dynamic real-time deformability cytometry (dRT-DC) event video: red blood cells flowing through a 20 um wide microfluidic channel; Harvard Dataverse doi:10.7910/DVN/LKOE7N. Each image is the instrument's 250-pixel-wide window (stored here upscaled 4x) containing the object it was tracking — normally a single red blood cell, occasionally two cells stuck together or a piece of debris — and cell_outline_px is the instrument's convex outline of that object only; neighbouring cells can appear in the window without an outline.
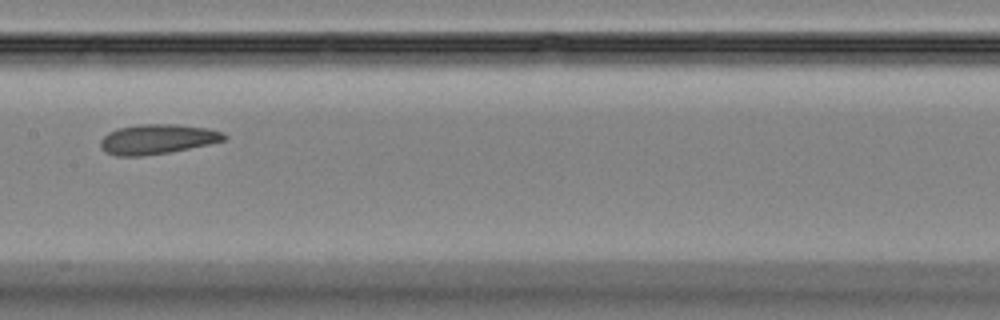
{"species": "Egyptian fruit bat (a non-hibernating species)", "species_latin": "Rousettus aegyptiacus", "temperature_condition": "room temperature", "stored_images_in_passage": 8, "camera_frame_rate_fps": 3000, "um_per_image_px": 0.085, "animal": {"sex": "female"}, "frame": {"image": 1, "passage_image": 7, "time_ms": 8.333, "image_size_px": [1000, 320], "cell_outline_px": [[228, 140], [168, 152], [144, 156], [116, 156], [104, 152], [100, 148], [100, 140], [108, 132], [120, 128], [140, 124], [176, 124], [208, 128], [224, 132], [228, 136]], "centroid_in_image_um": [13.38, 11.83], "position_along_channel_um": 194.0, "area_um2": 21.62}}
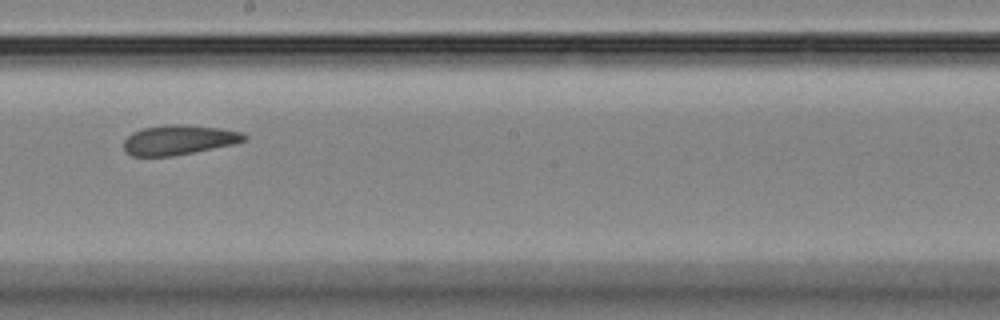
{"frame": {"image": 2, "passage_image": 8, "time_ms": 9.333, "image_size_px": [1000, 320], "cell_outline_px": [[248, 136], [244, 140], [232, 144], [172, 156], [132, 156], [124, 152], [124, 140], [132, 132], [144, 128], [164, 124], [184, 124], [220, 128], [240, 132]], "centroid_in_image_um": [15.14, 11.88], "position_along_channel_um": 233.1, "area_um2": 20.75}}